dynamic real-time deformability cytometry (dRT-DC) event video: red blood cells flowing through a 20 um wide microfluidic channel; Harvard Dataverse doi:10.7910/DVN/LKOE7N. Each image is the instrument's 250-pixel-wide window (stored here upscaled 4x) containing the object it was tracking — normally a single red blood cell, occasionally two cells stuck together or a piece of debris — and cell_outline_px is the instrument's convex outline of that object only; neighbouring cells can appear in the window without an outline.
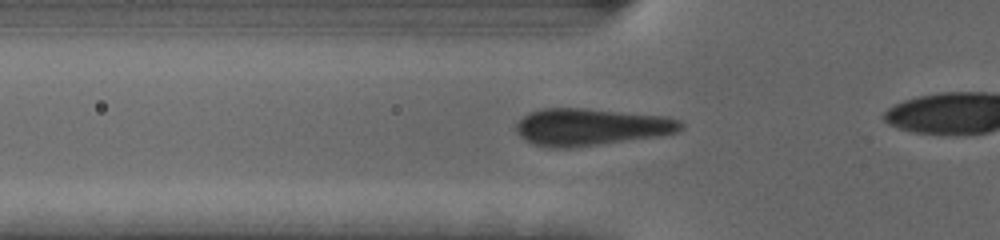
{"species": "human", "species_latin": "Homo sapiens", "temperature_condition": "cold", "stored_images_in_passage": 21, "camera_frame_rate_fps": 3000, "um_per_image_px": 0.085, "donor": {"sex": "female"}, "frame": {"image": 1, "passage_image": 15, "time_ms": 4.667, "image_size_px": [1000, 240], "cell_outline_px": [[684, 128], [676, 132], [656, 136], [568, 148], [552, 148], [532, 144], [524, 140], [516, 132], [516, 124], [528, 112], [544, 108], [584, 108], [668, 116], [680, 120], [684, 124]], "centroid_in_image_um": [50.21, 10.78], "position_along_channel_um": 75.6, "area_um2": 35.55}}
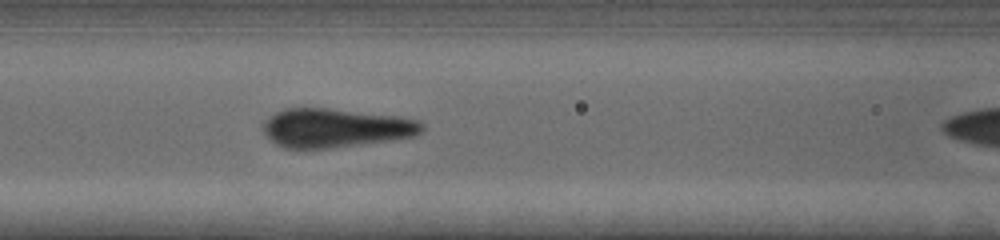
{"frame": {"image": 2, "passage_image": 20, "time_ms": 6.333, "image_size_px": [1000, 240], "cell_outline_px": [[424, 128], [416, 136], [392, 140], [328, 148], [284, 148], [276, 144], [260, 128], [260, 124], [264, 120], [276, 112], [284, 108], [328, 108], [400, 116], [420, 120], [424, 124]], "centroid_in_image_um": [28.52, 10.86], "position_along_channel_um": 138.1, "area_um2": 36.24}}